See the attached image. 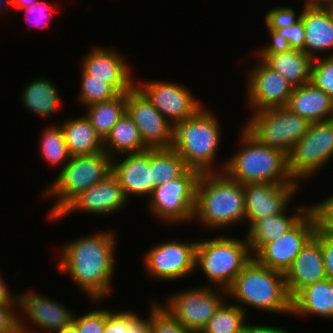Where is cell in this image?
Returning <instances> with one entry per match:
<instances>
[{
    "label": "cell",
    "mask_w": 333,
    "mask_h": 333,
    "mask_svg": "<svg viewBox=\"0 0 333 333\" xmlns=\"http://www.w3.org/2000/svg\"><path fill=\"white\" fill-rule=\"evenodd\" d=\"M114 232H94L62 243L59 248L58 272L68 274L77 288L96 304L112 293V277L117 267V237Z\"/></svg>",
    "instance_id": "6da1fadb"
},
{
    "label": "cell",
    "mask_w": 333,
    "mask_h": 333,
    "mask_svg": "<svg viewBox=\"0 0 333 333\" xmlns=\"http://www.w3.org/2000/svg\"><path fill=\"white\" fill-rule=\"evenodd\" d=\"M195 220L209 230L245 223L244 185L224 171L201 173L196 187Z\"/></svg>",
    "instance_id": "7a4b0ae2"
},
{
    "label": "cell",
    "mask_w": 333,
    "mask_h": 333,
    "mask_svg": "<svg viewBox=\"0 0 333 333\" xmlns=\"http://www.w3.org/2000/svg\"><path fill=\"white\" fill-rule=\"evenodd\" d=\"M222 127L215 112L204 105L193 117L173 125L171 149L190 169L200 173L224 171L226 161L215 164L222 142Z\"/></svg>",
    "instance_id": "3957f363"
},
{
    "label": "cell",
    "mask_w": 333,
    "mask_h": 333,
    "mask_svg": "<svg viewBox=\"0 0 333 333\" xmlns=\"http://www.w3.org/2000/svg\"><path fill=\"white\" fill-rule=\"evenodd\" d=\"M227 297L237 301L236 305L245 313L249 306L267 313H292V298L287 291L284 273L261 265L253 257L227 289Z\"/></svg>",
    "instance_id": "277c9868"
},
{
    "label": "cell",
    "mask_w": 333,
    "mask_h": 333,
    "mask_svg": "<svg viewBox=\"0 0 333 333\" xmlns=\"http://www.w3.org/2000/svg\"><path fill=\"white\" fill-rule=\"evenodd\" d=\"M239 133L237 152L225 160L224 172L230 178L243 185L298 183L289 174L288 157L284 152L261 144L243 127Z\"/></svg>",
    "instance_id": "5b68a950"
},
{
    "label": "cell",
    "mask_w": 333,
    "mask_h": 333,
    "mask_svg": "<svg viewBox=\"0 0 333 333\" xmlns=\"http://www.w3.org/2000/svg\"><path fill=\"white\" fill-rule=\"evenodd\" d=\"M59 170L56 178L40 193L43 200H55L47 213L48 218L58 216L81 192L112 173V157L105 151L71 156L67 164Z\"/></svg>",
    "instance_id": "8992f818"
},
{
    "label": "cell",
    "mask_w": 333,
    "mask_h": 333,
    "mask_svg": "<svg viewBox=\"0 0 333 333\" xmlns=\"http://www.w3.org/2000/svg\"><path fill=\"white\" fill-rule=\"evenodd\" d=\"M227 236L217 235L212 239H198L195 270H201L204 277L209 280L206 286L227 290L252 258L245 235L244 240Z\"/></svg>",
    "instance_id": "52a82bcc"
},
{
    "label": "cell",
    "mask_w": 333,
    "mask_h": 333,
    "mask_svg": "<svg viewBox=\"0 0 333 333\" xmlns=\"http://www.w3.org/2000/svg\"><path fill=\"white\" fill-rule=\"evenodd\" d=\"M251 114L243 128L261 144L278 149L287 156L311 124L286 106L265 108Z\"/></svg>",
    "instance_id": "ba28073f"
},
{
    "label": "cell",
    "mask_w": 333,
    "mask_h": 333,
    "mask_svg": "<svg viewBox=\"0 0 333 333\" xmlns=\"http://www.w3.org/2000/svg\"><path fill=\"white\" fill-rule=\"evenodd\" d=\"M200 175L188 168L180 177L155 187L147 202L148 211L166 225L192 223Z\"/></svg>",
    "instance_id": "9c48e42d"
},
{
    "label": "cell",
    "mask_w": 333,
    "mask_h": 333,
    "mask_svg": "<svg viewBox=\"0 0 333 333\" xmlns=\"http://www.w3.org/2000/svg\"><path fill=\"white\" fill-rule=\"evenodd\" d=\"M287 157L289 174L298 183L318 175L333 160V119L311 123Z\"/></svg>",
    "instance_id": "30bf717a"
},
{
    "label": "cell",
    "mask_w": 333,
    "mask_h": 333,
    "mask_svg": "<svg viewBox=\"0 0 333 333\" xmlns=\"http://www.w3.org/2000/svg\"><path fill=\"white\" fill-rule=\"evenodd\" d=\"M227 290L212 286H193L170 295L158 304L186 329L200 333L220 305L228 300Z\"/></svg>",
    "instance_id": "8fae6325"
},
{
    "label": "cell",
    "mask_w": 333,
    "mask_h": 333,
    "mask_svg": "<svg viewBox=\"0 0 333 333\" xmlns=\"http://www.w3.org/2000/svg\"><path fill=\"white\" fill-rule=\"evenodd\" d=\"M198 238L190 241H162L143 253V267L146 275L155 281H176L185 279L195 270V252ZM157 279V280H156Z\"/></svg>",
    "instance_id": "7c38bea8"
},
{
    "label": "cell",
    "mask_w": 333,
    "mask_h": 333,
    "mask_svg": "<svg viewBox=\"0 0 333 333\" xmlns=\"http://www.w3.org/2000/svg\"><path fill=\"white\" fill-rule=\"evenodd\" d=\"M22 291L18 294L20 333H56L73 322L74 312L62 302L35 291Z\"/></svg>",
    "instance_id": "4fadbf2b"
},
{
    "label": "cell",
    "mask_w": 333,
    "mask_h": 333,
    "mask_svg": "<svg viewBox=\"0 0 333 333\" xmlns=\"http://www.w3.org/2000/svg\"><path fill=\"white\" fill-rule=\"evenodd\" d=\"M136 86L172 125L193 117L204 106L183 84L137 79Z\"/></svg>",
    "instance_id": "5bb4252c"
},
{
    "label": "cell",
    "mask_w": 333,
    "mask_h": 333,
    "mask_svg": "<svg viewBox=\"0 0 333 333\" xmlns=\"http://www.w3.org/2000/svg\"><path fill=\"white\" fill-rule=\"evenodd\" d=\"M255 57L258 65L249 68L246 73L245 105L251 108L250 111L287 106L294 87L257 54Z\"/></svg>",
    "instance_id": "9a60e30c"
},
{
    "label": "cell",
    "mask_w": 333,
    "mask_h": 333,
    "mask_svg": "<svg viewBox=\"0 0 333 333\" xmlns=\"http://www.w3.org/2000/svg\"><path fill=\"white\" fill-rule=\"evenodd\" d=\"M316 221L309 210L290 230L265 244L253 258L263 266L285 273L306 243L315 235Z\"/></svg>",
    "instance_id": "2e32d148"
},
{
    "label": "cell",
    "mask_w": 333,
    "mask_h": 333,
    "mask_svg": "<svg viewBox=\"0 0 333 333\" xmlns=\"http://www.w3.org/2000/svg\"><path fill=\"white\" fill-rule=\"evenodd\" d=\"M126 112L148 148H171L173 125L136 85L126 92Z\"/></svg>",
    "instance_id": "e0dca14e"
},
{
    "label": "cell",
    "mask_w": 333,
    "mask_h": 333,
    "mask_svg": "<svg viewBox=\"0 0 333 333\" xmlns=\"http://www.w3.org/2000/svg\"><path fill=\"white\" fill-rule=\"evenodd\" d=\"M128 202L122 186L110 173L106 178L76 196L58 216L48 220L59 221L77 211L94 214V216H109L122 210Z\"/></svg>",
    "instance_id": "ac0fdd59"
},
{
    "label": "cell",
    "mask_w": 333,
    "mask_h": 333,
    "mask_svg": "<svg viewBox=\"0 0 333 333\" xmlns=\"http://www.w3.org/2000/svg\"><path fill=\"white\" fill-rule=\"evenodd\" d=\"M300 183L244 184L245 223L248 228L258 219L278 215L290 209L288 205L298 194Z\"/></svg>",
    "instance_id": "d6986e66"
},
{
    "label": "cell",
    "mask_w": 333,
    "mask_h": 333,
    "mask_svg": "<svg viewBox=\"0 0 333 333\" xmlns=\"http://www.w3.org/2000/svg\"><path fill=\"white\" fill-rule=\"evenodd\" d=\"M80 62L81 68L92 78L106 79L119 93L128 92L136 85L128 59L120 51L104 46H92Z\"/></svg>",
    "instance_id": "ffe728a7"
},
{
    "label": "cell",
    "mask_w": 333,
    "mask_h": 333,
    "mask_svg": "<svg viewBox=\"0 0 333 333\" xmlns=\"http://www.w3.org/2000/svg\"><path fill=\"white\" fill-rule=\"evenodd\" d=\"M112 174L122 186L128 200L132 198V195L149 199L154 191L152 148L113 157Z\"/></svg>",
    "instance_id": "44dd1931"
},
{
    "label": "cell",
    "mask_w": 333,
    "mask_h": 333,
    "mask_svg": "<svg viewBox=\"0 0 333 333\" xmlns=\"http://www.w3.org/2000/svg\"><path fill=\"white\" fill-rule=\"evenodd\" d=\"M288 294L293 298L307 285L327 278L320 244V230L306 243L284 273Z\"/></svg>",
    "instance_id": "7402d4cb"
},
{
    "label": "cell",
    "mask_w": 333,
    "mask_h": 333,
    "mask_svg": "<svg viewBox=\"0 0 333 333\" xmlns=\"http://www.w3.org/2000/svg\"><path fill=\"white\" fill-rule=\"evenodd\" d=\"M256 54L274 71L281 74L293 87L310 82L313 59L303 50L261 46Z\"/></svg>",
    "instance_id": "603a6c76"
},
{
    "label": "cell",
    "mask_w": 333,
    "mask_h": 333,
    "mask_svg": "<svg viewBox=\"0 0 333 333\" xmlns=\"http://www.w3.org/2000/svg\"><path fill=\"white\" fill-rule=\"evenodd\" d=\"M301 19L305 28L304 52L312 59L322 57V52L325 56H333V19L327 8L304 7Z\"/></svg>",
    "instance_id": "cb8c5ba5"
},
{
    "label": "cell",
    "mask_w": 333,
    "mask_h": 333,
    "mask_svg": "<svg viewBox=\"0 0 333 333\" xmlns=\"http://www.w3.org/2000/svg\"><path fill=\"white\" fill-rule=\"evenodd\" d=\"M293 208L295 213L292 216H289L286 210L278 215L260 218L247 228L248 230H245L252 257L265 244L275 241L290 230L309 211V204L303 206L301 204Z\"/></svg>",
    "instance_id": "d4e9b609"
},
{
    "label": "cell",
    "mask_w": 333,
    "mask_h": 333,
    "mask_svg": "<svg viewBox=\"0 0 333 333\" xmlns=\"http://www.w3.org/2000/svg\"><path fill=\"white\" fill-rule=\"evenodd\" d=\"M292 315L333 321V281L326 278L301 289L292 298Z\"/></svg>",
    "instance_id": "484cf974"
},
{
    "label": "cell",
    "mask_w": 333,
    "mask_h": 333,
    "mask_svg": "<svg viewBox=\"0 0 333 333\" xmlns=\"http://www.w3.org/2000/svg\"><path fill=\"white\" fill-rule=\"evenodd\" d=\"M286 107L311 123L333 119V100L311 82L294 87Z\"/></svg>",
    "instance_id": "4316f807"
},
{
    "label": "cell",
    "mask_w": 333,
    "mask_h": 333,
    "mask_svg": "<svg viewBox=\"0 0 333 333\" xmlns=\"http://www.w3.org/2000/svg\"><path fill=\"white\" fill-rule=\"evenodd\" d=\"M29 82L20 92L23 108L42 118H54L62 103L56 84L44 76Z\"/></svg>",
    "instance_id": "83f0119b"
},
{
    "label": "cell",
    "mask_w": 333,
    "mask_h": 333,
    "mask_svg": "<svg viewBox=\"0 0 333 333\" xmlns=\"http://www.w3.org/2000/svg\"><path fill=\"white\" fill-rule=\"evenodd\" d=\"M61 128L70 156L90 155L104 151V141L97 134L85 113L75 118H65Z\"/></svg>",
    "instance_id": "f1b7e54d"
},
{
    "label": "cell",
    "mask_w": 333,
    "mask_h": 333,
    "mask_svg": "<svg viewBox=\"0 0 333 333\" xmlns=\"http://www.w3.org/2000/svg\"><path fill=\"white\" fill-rule=\"evenodd\" d=\"M146 149L148 147L144 144L138 127L127 112L112 127L104 140V151L112 158L120 154L141 152Z\"/></svg>",
    "instance_id": "f546056e"
},
{
    "label": "cell",
    "mask_w": 333,
    "mask_h": 333,
    "mask_svg": "<svg viewBox=\"0 0 333 333\" xmlns=\"http://www.w3.org/2000/svg\"><path fill=\"white\" fill-rule=\"evenodd\" d=\"M84 108L86 109L85 116L104 141L112 127L126 113V92L119 93L110 100L94 103Z\"/></svg>",
    "instance_id": "4dcf8cb0"
},
{
    "label": "cell",
    "mask_w": 333,
    "mask_h": 333,
    "mask_svg": "<svg viewBox=\"0 0 333 333\" xmlns=\"http://www.w3.org/2000/svg\"><path fill=\"white\" fill-rule=\"evenodd\" d=\"M40 137V151L43 161L53 168H63L70 159L67 144L65 142V135L60 124L48 125L41 131Z\"/></svg>",
    "instance_id": "1f68e13d"
},
{
    "label": "cell",
    "mask_w": 333,
    "mask_h": 333,
    "mask_svg": "<svg viewBox=\"0 0 333 333\" xmlns=\"http://www.w3.org/2000/svg\"><path fill=\"white\" fill-rule=\"evenodd\" d=\"M188 167L184 159L171 148H152L153 187L180 177Z\"/></svg>",
    "instance_id": "d6a6232c"
},
{
    "label": "cell",
    "mask_w": 333,
    "mask_h": 333,
    "mask_svg": "<svg viewBox=\"0 0 333 333\" xmlns=\"http://www.w3.org/2000/svg\"><path fill=\"white\" fill-rule=\"evenodd\" d=\"M225 300L200 333H242L247 314L233 302Z\"/></svg>",
    "instance_id": "836d02e7"
},
{
    "label": "cell",
    "mask_w": 333,
    "mask_h": 333,
    "mask_svg": "<svg viewBox=\"0 0 333 333\" xmlns=\"http://www.w3.org/2000/svg\"><path fill=\"white\" fill-rule=\"evenodd\" d=\"M139 313L132 310L106 309V321L103 333H147L149 322Z\"/></svg>",
    "instance_id": "e575fe53"
},
{
    "label": "cell",
    "mask_w": 333,
    "mask_h": 333,
    "mask_svg": "<svg viewBox=\"0 0 333 333\" xmlns=\"http://www.w3.org/2000/svg\"><path fill=\"white\" fill-rule=\"evenodd\" d=\"M80 90L78 94L79 103L85 107L94 103L110 100L116 97L119 92L106 79L92 78L82 68Z\"/></svg>",
    "instance_id": "d590c367"
},
{
    "label": "cell",
    "mask_w": 333,
    "mask_h": 333,
    "mask_svg": "<svg viewBox=\"0 0 333 333\" xmlns=\"http://www.w3.org/2000/svg\"><path fill=\"white\" fill-rule=\"evenodd\" d=\"M152 300L149 306V332L150 333H194L186 329L178 320H175L158 301Z\"/></svg>",
    "instance_id": "8d00e7d4"
},
{
    "label": "cell",
    "mask_w": 333,
    "mask_h": 333,
    "mask_svg": "<svg viewBox=\"0 0 333 333\" xmlns=\"http://www.w3.org/2000/svg\"><path fill=\"white\" fill-rule=\"evenodd\" d=\"M269 37L271 42H267L265 46L286 47L304 51L305 28L303 20L301 19L292 26L276 29Z\"/></svg>",
    "instance_id": "74e56055"
},
{
    "label": "cell",
    "mask_w": 333,
    "mask_h": 333,
    "mask_svg": "<svg viewBox=\"0 0 333 333\" xmlns=\"http://www.w3.org/2000/svg\"><path fill=\"white\" fill-rule=\"evenodd\" d=\"M310 82L333 100V56L317 57L312 60Z\"/></svg>",
    "instance_id": "f35d334b"
},
{
    "label": "cell",
    "mask_w": 333,
    "mask_h": 333,
    "mask_svg": "<svg viewBox=\"0 0 333 333\" xmlns=\"http://www.w3.org/2000/svg\"><path fill=\"white\" fill-rule=\"evenodd\" d=\"M305 6L303 5L301 12L296 13L294 8L288 6H276L265 14V26L267 28L268 34L270 35L274 30L289 27L297 23L302 18V10Z\"/></svg>",
    "instance_id": "ab89813d"
},
{
    "label": "cell",
    "mask_w": 333,
    "mask_h": 333,
    "mask_svg": "<svg viewBox=\"0 0 333 333\" xmlns=\"http://www.w3.org/2000/svg\"><path fill=\"white\" fill-rule=\"evenodd\" d=\"M73 316V324L79 333H103L106 321V309L96 308L84 314Z\"/></svg>",
    "instance_id": "60d3db41"
},
{
    "label": "cell",
    "mask_w": 333,
    "mask_h": 333,
    "mask_svg": "<svg viewBox=\"0 0 333 333\" xmlns=\"http://www.w3.org/2000/svg\"><path fill=\"white\" fill-rule=\"evenodd\" d=\"M322 200L309 203V210L314 215L317 229L333 234V195Z\"/></svg>",
    "instance_id": "b9f144b4"
},
{
    "label": "cell",
    "mask_w": 333,
    "mask_h": 333,
    "mask_svg": "<svg viewBox=\"0 0 333 333\" xmlns=\"http://www.w3.org/2000/svg\"><path fill=\"white\" fill-rule=\"evenodd\" d=\"M47 1L39 0L36 3H33L30 6L21 8L20 10L25 13L26 20L29 21V25L32 24L33 27H47L50 23V19H52V13L54 12L53 5ZM28 17V18H27ZM31 18V19H30ZM32 22V23H31Z\"/></svg>",
    "instance_id": "7bdbcfd3"
},
{
    "label": "cell",
    "mask_w": 333,
    "mask_h": 333,
    "mask_svg": "<svg viewBox=\"0 0 333 333\" xmlns=\"http://www.w3.org/2000/svg\"><path fill=\"white\" fill-rule=\"evenodd\" d=\"M19 305H0V333H20Z\"/></svg>",
    "instance_id": "ee69618b"
},
{
    "label": "cell",
    "mask_w": 333,
    "mask_h": 333,
    "mask_svg": "<svg viewBox=\"0 0 333 333\" xmlns=\"http://www.w3.org/2000/svg\"><path fill=\"white\" fill-rule=\"evenodd\" d=\"M320 244L327 278L333 281V234L320 230Z\"/></svg>",
    "instance_id": "f6af8a7d"
},
{
    "label": "cell",
    "mask_w": 333,
    "mask_h": 333,
    "mask_svg": "<svg viewBox=\"0 0 333 333\" xmlns=\"http://www.w3.org/2000/svg\"><path fill=\"white\" fill-rule=\"evenodd\" d=\"M4 279L0 274V305H19V293L10 291Z\"/></svg>",
    "instance_id": "bcb514c9"
},
{
    "label": "cell",
    "mask_w": 333,
    "mask_h": 333,
    "mask_svg": "<svg viewBox=\"0 0 333 333\" xmlns=\"http://www.w3.org/2000/svg\"><path fill=\"white\" fill-rule=\"evenodd\" d=\"M289 330H286L283 327H280L276 325L272 326V325H266V324H250L247 322V324L245 325L243 332L242 333H291Z\"/></svg>",
    "instance_id": "7dc6e473"
},
{
    "label": "cell",
    "mask_w": 333,
    "mask_h": 333,
    "mask_svg": "<svg viewBox=\"0 0 333 333\" xmlns=\"http://www.w3.org/2000/svg\"><path fill=\"white\" fill-rule=\"evenodd\" d=\"M39 0H12V8L16 11L21 8L32 5L33 3L38 2Z\"/></svg>",
    "instance_id": "c3c4849f"
},
{
    "label": "cell",
    "mask_w": 333,
    "mask_h": 333,
    "mask_svg": "<svg viewBox=\"0 0 333 333\" xmlns=\"http://www.w3.org/2000/svg\"><path fill=\"white\" fill-rule=\"evenodd\" d=\"M333 0H303L305 7H314V6H326L330 4Z\"/></svg>",
    "instance_id": "681fc988"
},
{
    "label": "cell",
    "mask_w": 333,
    "mask_h": 333,
    "mask_svg": "<svg viewBox=\"0 0 333 333\" xmlns=\"http://www.w3.org/2000/svg\"><path fill=\"white\" fill-rule=\"evenodd\" d=\"M56 333H79V331L75 327V325L73 323H71L70 325L62 328L60 331H58Z\"/></svg>",
    "instance_id": "f907efd6"
},
{
    "label": "cell",
    "mask_w": 333,
    "mask_h": 333,
    "mask_svg": "<svg viewBox=\"0 0 333 333\" xmlns=\"http://www.w3.org/2000/svg\"><path fill=\"white\" fill-rule=\"evenodd\" d=\"M8 7H12V0H0V13H4Z\"/></svg>",
    "instance_id": "816d5d0a"
},
{
    "label": "cell",
    "mask_w": 333,
    "mask_h": 333,
    "mask_svg": "<svg viewBox=\"0 0 333 333\" xmlns=\"http://www.w3.org/2000/svg\"><path fill=\"white\" fill-rule=\"evenodd\" d=\"M325 7H326L327 10L329 11L330 16H331L332 19H333V1H332L330 4L326 5Z\"/></svg>",
    "instance_id": "f5cc1de1"
}]
</instances>
